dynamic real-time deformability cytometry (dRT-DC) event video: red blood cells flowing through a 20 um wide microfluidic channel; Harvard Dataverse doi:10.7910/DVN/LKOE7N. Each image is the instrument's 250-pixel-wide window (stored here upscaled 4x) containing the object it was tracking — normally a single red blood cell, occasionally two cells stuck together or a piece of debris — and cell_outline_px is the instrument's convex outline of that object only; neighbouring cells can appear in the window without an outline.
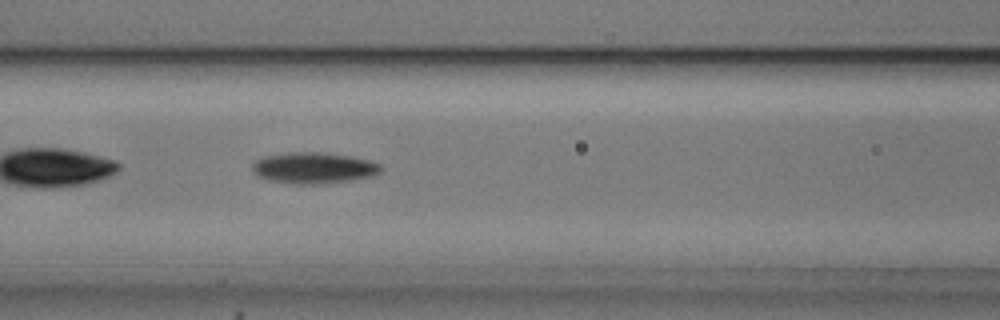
{"species": "common noctule bat (a hibernating species)", "species_latin": "Nyctalus noctula", "temperature_condition": "cold", "stored_images_in_passage": 38, "camera_frame_rate_fps": 3000, "um_per_image_px": 0.085, "animal": {"sex": "male", "body_mass_g": 20.5, "forearm_length_mm": 52.5}, "frame": {"image": 1, "passage_image": 7, "time_ms": 2.0, "image_size_px": [1000, 320], "cell_outline_px": [[384, 168], [376, 176], [348, 180], [316, 184], [296, 184], [268, 180], [252, 172], [252, 164], [256, 160], [264, 156], [288, 152], [320, 152], [352, 156], [368, 160], [380, 164]], "centroid_in_image_um": [26.68, 14.26], "position_along_channel_um": 139.9, "area_um2": 23.41}}
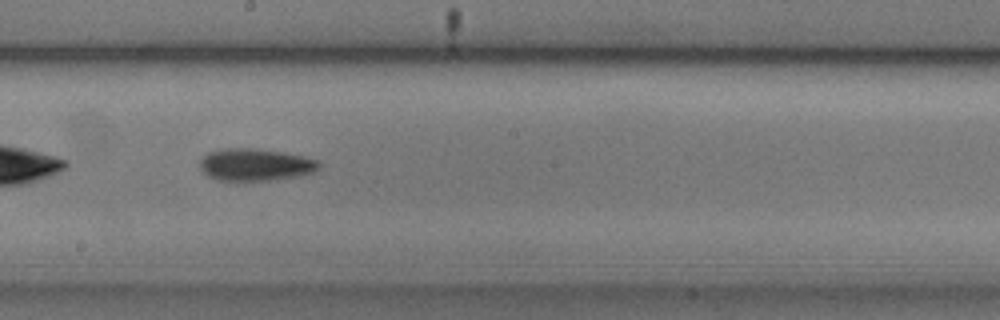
{"frame": {"image": 2, "passage_image": 14, "time_ms": 4.333, "image_size_px": [1000, 320], "cell_outline_px": [[320, 168], [316, 172], [296, 176], [272, 180], [216, 180], [208, 176], [200, 168], [200, 160], [208, 152], [224, 148], [256, 148], [284, 152], [304, 156], [320, 160]], "centroid_in_image_um": [21.74, 13.99], "position_along_channel_um": 226.5, "area_um2": 22.54}}
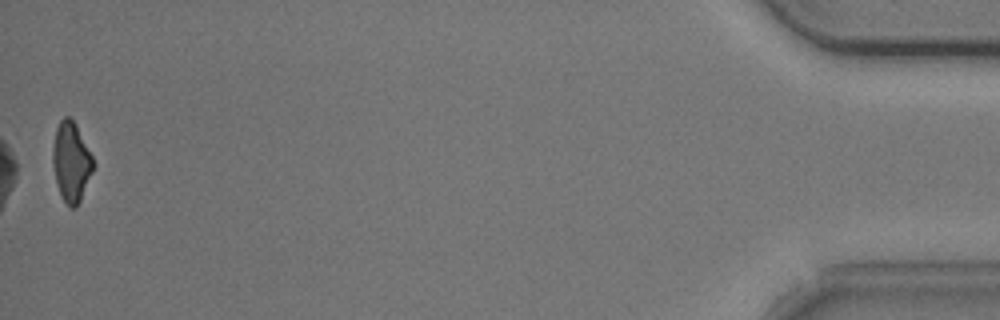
{"frame": {"image": 3, "passage_image": 38, "time_ms": 12.333, "image_size_px": [1000, 320], "cell_outline_px": [[96, 164], [80, 200], [76, 208], [68, 208], [60, 196], [52, 164], [52, 148], [56, 128], [60, 120], [64, 116], [68, 116], [76, 124]], "centroid_in_image_um": [6.05, 13.78], "position_along_channel_um": 429.2, "area_um2": 18.96}, "authors_computed_cell_mechanics": {"area_um2": 21.2993, "velocity_mm_per_s": 3.7138, "shape_relaxation_time_tau1_ms": 2.173, "shape_relaxation_time_tau2_ms": null, "deformation_change_tau1": 0.1312, "deformation_change_tau2": null}}